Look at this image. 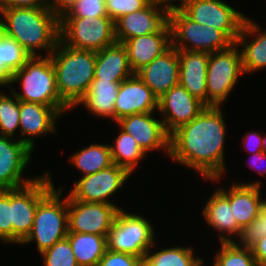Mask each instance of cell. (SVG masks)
Returning a JSON list of instances; mask_svg holds the SVG:
<instances>
[{
  "mask_svg": "<svg viewBox=\"0 0 266 266\" xmlns=\"http://www.w3.org/2000/svg\"><path fill=\"white\" fill-rule=\"evenodd\" d=\"M224 120L221 107L206 106L170 135L169 158L217 182L226 171Z\"/></svg>",
  "mask_w": 266,
  "mask_h": 266,
  "instance_id": "1",
  "label": "cell"
},
{
  "mask_svg": "<svg viewBox=\"0 0 266 266\" xmlns=\"http://www.w3.org/2000/svg\"><path fill=\"white\" fill-rule=\"evenodd\" d=\"M0 31L17 41L31 56L55 49L60 40L59 18L50 8H0Z\"/></svg>",
  "mask_w": 266,
  "mask_h": 266,
  "instance_id": "2",
  "label": "cell"
},
{
  "mask_svg": "<svg viewBox=\"0 0 266 266\" xmlns=\"http://www.w3.org/2000/svg\"><path fill=\"white\" fill-rule=\"evenodd\" d=\"M49 56L55 70L58 94L73 109L94 79L96 52L72 48L59 40Z\"/></svg>",
  "mask_w": 266,
  "mask_h": 266,
  "instance_id": "3",
  "label": "cell"
},
{
  "mask_svg": "<svg viewBox=\"0 0 266 266\" xmlns=\"http://www.w3.org/2000/svg\"><path fill=\"white\" fill-rule=\"evenodd\" d=\"M19 81H21L22 93L11 89L9 86L12 94L19 101L52 106L61 114L70 110L58 94L55 70L50 56H31L20 69L12 74L10 85Z\"/></svg>",
  "mask_w": 266,
  "mask_h": 266,
  "instance_id": "4",
  "label": "cell"
},
{
  "mask_svg": "<svg viewBox=\"0 0 266 266\" xmlns=\"http://www.w3.org/2000/svg\"><path fill=\"white\" fill-rule=\"evenodd\" d=\"M172 47L177 50L213 53L234 44L221 30L191 20L177 4L170 7Z\"/></svg>",
  "mask_w": 266,
  "mask_h": 266,
  "instance_id": "5",
  "label": "cell"
},
{
  "mask_svg": "<svg viewBox=\"0 0 266 266\" xmlns=\"http://www.w3.org/2000/svg\"><path fill=\"white\" fill-rule=\"evenodd\" d=\"M61 189L55 187L38 203L33 228L21 244L36 241L41 254L68 234L67 197L61 200Z\"/></svg>",
  "mask_w": 266,
  "mask_h": 266,
  "instance_id": "6",
  "label": "cell"
},
{
  "mask_svg": "<svg viewBox=\"0 0 266 266\" xmlns=\"http://www.w3.org/2000/svg\"><path fill=\"white\" fill-rule=\"evenodd\" d=\"M59 35L66 46L94 52L117 42L115 22L108 16L59 18Z\"/></svg>",
  "mask_w": 266,
  "mask_h": 266,
  "instance_id": "7",
  "label": "cell"
},
{
  "mask_svg": "<svg viewBox=\"0 0 266 266\" xmlns=\"http://www.w3.org/2000/svg\"><path fill=\"white\" fill-rule=\"evenodd\" d=\"M154 237L147 218L120 209L107 235V249L143 258L155 246Z\"/></svg>",
  "mask_w": 266,
  "mask_h": 266,
  "instance_id": "8",
  "label": "cell"
},
{
  "mask_svg": "<svg viewBox=\"0 0 266 266\" xmlns=\"http://www.w3.org/2000/svg\"><path fill=\"white\" fill-rule=\"evenodd\" d=\"M234 43L228 49L209 53L206 74L207 106L221 107L244 74L242 54Z\"/></svg>",
  "mask_w": 266,
  "mask_h": 266,
  "instance_id": "9",
  "label": "cell"
},
{
  "mask_svg": "<svg viewBox=\"0 0 266 266\" xmlns=\"http://www.w3.org/2000/svg\"><path fill=\"white\" fill-rule=\"evenodd\" d=\"M50 177L45 172L32 183L11 189L14 244H21L30 234L38 203L54 188Z\"/></svg>",
  "mask_w": 266,
  "mask_h": 266,
  "instance_id": "10",
  "label": "cell"
},
{
  "mask_svg": "<svg viewBox=\"0 0 266 266\" xmlns=\"http://www.w3.org/2000/svg\"><path fill=\"white\" fill-rule=\"evenodd\" d=\"M177 6L191 20L221 30L233 43L247 18L222 0H184Z\"/></svg>",
  "mask_w": 266,
  "mask_h": 266,
  "instance_id": "11",
  "label": "cell"
},
{
  "mask_svg": "<svg viewBox=\"0 0 266 266\" xmlns=\"http://www.w3.org/2000/svg\"><path fill=\"white\" fill-rule=\"evenodd\" d=\"M120 209L115 204L82 202L67 195L68 232L107 236Z\"/></svg>",
  "mask_w": 266,
  "mask_h": 266,
  "instance_id": "12",
  "label": "cell"
},
{
  "mask_svg": "<svg viewBox=\"0 0 266 266\" xmlns=\"http://www.w3.org/2000/svg\"><path fill=\"white\" fill-rule=\"evenodd\" d=\"M130 175L125 168L113 164L94 174L81 177L68 195L82 202L113 204L108 198L123 187Z\"/></svg>",
  "mask_w": 266,
  "mask_h": 266,
  "instance_id": "13",
  "label": "cell"
},
{
  "mask_svg": "<svg viewBox=\"0 0 266 266\" xmlns=\"http://www.w3.org/2000/svg\"><path fill=\"white\" fill-rule=\"evenodd\" d=\"M170 7L151 1L146 7L122 16L115 22V37L123 43L133 37L159 32L169 22Z\"/></svg>",
  "mask_w": 266,
  "mask_h": 266,
  "instance_id": "14",
  "label": "cell"
},
{
  "mask_svg": "<svg viewBox=\"0 0 266 266\" xmlns=\"http://www.w3.org/2000/svg\"><path fill=\"white\" fill-rule=\"evenodd\" d=\"M205 107L202 101L178 84L158 99L157 111L164 116V127L171 135L180 126L193 120Z\"/></svg>",
  "mask_w": 266,
  "mask_h": 266,
  "instance_id": "15",
  "label": "cell"
},
{
  "mask_svg": "<svg viewBox=\"0 0 266 266\" xmlns=\"http://www.w3.org/2000/svg\"><path fill=\"white\" fill-rule=\"evenodd\" d=\"M153 112L138 113L125 116L116 123L119 129L131 135L142 150L149 151L163 149L170 155V135L167 133L163 121L155 119Z\"/></svg>",
  "mask_w": 266,
  "mask_h": 266,
  "instance_id": "16",
  "label": "cell"
},
{
  "mask_svg": "<svg viewBox=\"0 0 266 266\" xmlns=\"http://www.w3.org/2000/svg\"><path fill=\"white\" fill-rule=\"evenodd\" d=\"M32 150L18 138L0 135V190L15 189L32 183L36 177L23 178Z\"/></svg>",
  "mask_w": 266,
  "mask_h": 266,
  "instance_id": "17",
  "label": "cell"
},
{
  "mask_svg": "<svg viewBox=\"0 0 266 266\" xmlns=\"http://www.w3.org/2000/svg\"><path fill=\"white\" fill-rule=\"evenodd\" d=\"M156 109L158 98L136 74L120 83L114 108V122L128 115L150 113Z\"/></svg>",
  "mask_w": 266,
  "mask_h": 266,
  "instance_id": "18",
  "label": "cell"
},
{
  "mask_svg": "<svg viewBox=\"0 0 266 266\" xmlns=\"http://www.w3.org/2000/svg\"><path fill=\"white\" fill-rule=\"evenodd\" d=\"M61 115L55 107L20 101L19 136L22 135L24 137H21L19 140L34 151L35 145L33 139L44 134L56 133L55 120L57 121Z\"/></svg>",
  "mask_w": 266,
  "mask_h": 266,
  "instance_id": "19",
  "label": "cell"
},
{
  "mask_svg": "<svg viewBox=\"0 0 266 266\" xmlns=\"http://www.w3.org/2000/svg\"><path fill=\"white\" fill-rule=\"evenodd\" d=\"M179 68L178 50L171 47L168 51L152 60L135 74L159 99L172 87L179 84Z\"/></svg>",
  "mask_w": 266,
  "mask_h": 266,
  "instance_id": "20",
  "label": "cell"
},
{
  "mask_svg": "<svg viewBox=\"0 0 266 266\" xmlns=\"http://www.w3.org/2000/svg\"><path fill=\"white\" fill-rule=\"evenodd\" d=\"M134 74L172 47L169 22L157 33L133 37L122 43Z\"/></svg>",
  "mask_w": 266,
  "mask_h": 266,
  "instance_id": "21",
  "label": "cell"
},
{
  "mask_svg": "<svg viewBox=\"0 0 266 266\" xmlns=\"http://www.w3.org/2000/svg\"><path fill=\"white\" fill-rule=\"evenodd\" d=\"M230 188H219L229 199L233 217L236 218L237 224L243 228L245 225L252 223L256 219L266 204V199H261L260 181L252 183H232Z\"/></svg>",
  "mask_w": 266,
  "mask_h": 266,
  "instance_id": "22",
  "label": "cell"
},
{
  "mask_svg": "<svg viewBox=\"0 0 266 266\" xmlns=\"http://www.w3.org/2000/svg\"><path fill=\"white\" fill-rule=\"evenodd\" d=\"M179 84L207 106L208 52L178 50Z\"/></svg>",
  "mask_w": 266,
  "mask_h": 266,
  "instance_id": "23",
  "label": "cell"
},
{
  "mask_svg": "<svg viewBox=\"0 0 266 266\" xmlns=\"http://www.w3.org/2000/svg\"><path fill=\"white\" fill-rule=\"evenodd\" d=\"M202 213L207 224L221 232L219 235L220 243L235 242L230 235L239 238L242 228L237 224L236 218L233 217L228 197L219 188L207 200Z\"/></svg>",
  "mask_w": 266,
  "mask_h": 266,
  "instance_id": "24",
  "label": "cell"
},
{
  "mask_svg": "<svg viewBox=\"0 0 266 266\" xmlns=\"http://www.w3.org/2000/svg\"><path fill=\"white\" fill-rule=\"evenodd\" d=\"M255 36L253 40L250 37ZM250 36V37H249ZM236 44L241 47L243 72L252 73L266 68V30L250 18H246ZM241 45V46H240Z\"/></svg>",
  "mask_w": 266,
  "mask_h": 266,
  "instance_id": "25",
  "label": "cell"
},
{
  "mask_svg": "<svg viewBox=\"0 0 266 266\" xmlns=\"http://www.w3.org/2000/svg\"><path fill=\"white\" fill-rule=\"evenodd\" d=\"M133 75L127 50L122 43L116 42L96 52L94 79L124 81Z\"/></svg>",
  "mask_w": 266,
  "mask_h": 266,
  "instance_id": "26",
  "label": "cell"
},
{
  "mask_svg": "<svg viewBox=\"0 0 266 266\" xmlns=\"http://www.w3.org/2000/svg\"><path fill=\"white\" fill-rule=\"evenodd\" d=\"M121 82L93 79L88 91L76 106L83 104L91 114L114 121L115 102Z\"/></svg>",
  "mask_w": 266,
  "mask_h": 266,
  "instance_id": "27",
  "label": "cell"
},
{
  "mask_svg": "<svg viewBox=\"0 0 266 266\" xmlns=\"http://www.w3.org/2000/svg\"><path fill=\"white\" fill-rule=\"evenodd\" d=\"M78 266H98L107 250V236L68 232L67 237Z\"/></svg>",
  "mask_w": 266,
  "mask_h": 266,
  "instance_id": "28",
  "label": "cell"
},
{
  "mask_svg": "<svg viewBox=\"0 0 266 266\" xmlns=\"http://www.w3.org/2000/svg\"><path fill=\"white\" fill-rule=\"evenodd\" d=\"M30 57L31 55L17 41L0 31V87L8 88L12 74Z\"/></svg>",
  "mask_w": 266,
  "mask_h": 266,
  "instance_id": "29",
  "label": "cell"
},
{
  "mask_svg": "<svg viewBox=\"0 0 266 266\" xmlns=\"http://www.w3.org/2000/svg\"><path fill=\"white\" fill-rule=\"evenodd\" d=\"M69 159L74 168L82 173V177L113 165L110 145L107 144H91L74 153Z\"/></svg>",
  "mask_w": 266,
  "mask_h": 266,
  "instance_id": "30",
  "label": "cell"
},
{
  "mask_svg": "<svg viewBox=\"0 0 266 266\" xmlns=\"http://www.w3.org/2000/svg\"><path fill=\"white\" fill-rule=\"evenodd\" d=\"M204 260L196 258L192 247L178 245L151 253V248L142 258L141 266H203Z\"/></svg>",
  "mask_w": 266,
  "mask_h": 266,
  "instance_id": "31",
  "label": "cell"
},
{
  "mask_svg": "<svg viewBox=\"0 0 266 266\" xmlns=\"http://www.w3.org/2000/svg\"><path fill=\"white\" fill-rule=\"evenodd\" d=\"M114 144L110 145L113 164L125 168L132 175L139 160L144 158L146 153L131 135L121 129Z\"/></svg>",
  "mask_w": 266,
  "mask_h": 266,
  "instance_id": "32",
  "label": "cell"
},
{
  "mask_svg": "<svg viewBox=\"0 0 266 266\" xmlns=\"http://www.w3.org/2000/svg\"><path fill=\"white\" fill-rule=\"evenodd\" d=\"M212 266H258L251 248L237 242H221Z\"/></svg>",
  "mask_w": 266,
  "mask_h": 266,
  "instance_id": "33",
  "label": "cell"
},
{
  "mask_svg": "<svg viewBox=\"0 0 266 266\" xmlns=\"http://www.w3.org/2000/svg\"><path fill=\"white\" fill-rule=\"evenodd\" d=\"M19 114L20 101L17 97L0 91V135L14 138L16 130L20 131Z\"/></svg>",
  "mask_w": 266,
  "mask_h": 266,
  "instance_id": "34",
  "label": "cell"
},
{
  "mask_svg": "<svg viewBox=\"0 0 266 266\" xmlns=\"http://www.w3.org/2000/svg\"><path fill=\"white\" fill-rule=\"evenodd\" d=\"M40 256L44 266H78L67 238L56 242L52 247L43 251Z\"/></svg>",
  "mask_w": 266,
  "mask_h": 266,
  "instance_id": "35",
  "label": "cell"
},
{
  "mask_svg": "<svg viewBox=\"0 0 266 266\" xmlns=\"http://www.w3.org/2000/svg\"><path fill=\"white\" fill-rule=\"evenodd\" d=\"M0 240L13 244L11 189L0 190Z\"/></svg>",
  "mask_w": 266,
  "mask_h": 266,
  "instance_id": "36",
  "label": "cell"
},
{
  "mask_svg": "<svg viewBox=\"0 0 266 266\" xmlns=\"http://www.w3.org/2000/svg\"><path fill=\"white\" fill-rule=\"evenodd\" d=\"M266 234V204L263 206L260 215L252 221V223L245 225L239 236L241 247L251 248L257 240Z\"/></svg>",
  "mask_w": 266,
  "mask_h": 266,
  "instance_id": "37",
  "label": "cell"
},
{
  "mask_svg": "<svg viewBox=\"0 0 266 266\" xmlns=\"http://www.w3.org/2000/svg\"><path fill=\"white\" fill-rule=\"evenodd\" d=\"M108 16L105 0H79L61 18H83Z\"/></svg>",
  "mask_w": 266,
  "mask_h": 266,
  "instance_id": "38",
  "label": "cell"
},
{
  "mask_svg": "<svg viewBox=\"0 0 266 266\" xmlns=\"http://www.w3.org/2000/svg\"><path fill=\"white\" fill-rule=\"evenodd\" d=\"M152 0H105L106 12L114 22L124 15L146 7Z\"/></svg>",
  "mask_w": 266,
  "mask_h": 266,
  "instance_id": "39",
  "label": "cell"
},
{
  "mask_svg": "<svg viewBox=\"0 0 266 266\" xmlns=\"http://www.w3.org/2000/svg\"><path fill=\"white\" fill-rule=\"evenodd\" d=\"M141 262V257L107 249L98 266H141Z\"/></svg>",
  "mask_w": 266,
  "mask_h": 266,
  "instance_id": "40",
  "label": "cell"
},
{
  "mask_svg": "<svg viewBox=\"0 0 266 266\" xmlns=\"http://www.w3.org/2000/svg\"><path fill=\"white\" fill-rule=\"evenodd\" d=\"M0 8H50V0H0Z\"/></svg>",
  "mask_w": 266,
  "mask_h": 266,
  "instance_id": "41",
  "label": "cell"
},
{
  "mask_svg": "<svg viewBox=\"0 0 266 266\" xmlns=\"http://www.w3.org/2000/svg\"><path fill=\"white\" fill-rule=\"evenodd\" d=\"M243 138V145L245 146V150H248V152L256 154L258 152L263 151L262 149V135L261 133L251 131L245 134ZM252 148V149H249ZM253 150V151H252Z\"/></svg>",
  "mask_w": 266,
  "mask_h": 266,
  "instance_id": "42",
  "label": "cell"
},
{
  "mask_svg": "<svg viewBox=\"0 0 266 266\" xmlns=\"http://www.w3.org/2000/svg\"><path fill=\"white\" fill-rule=\"evenodd\" d=\"M78 1L79 0H50V9L58 18H61Z\"/></svg>",
  "mask_w": 266,
  "mask_h": 266,
  "instance_id": "43",
  "label": "cell"
},
{
  "mask_svg": "<svg viewBox=\"0 0 266 266\" xmlns=\"http://www.w3.org/2000/svg\"><path fill=\"white\" fill-rule=\"evenodd\" d=\"M252 254L258 264L266 262V234L251 247Z\"/></svg>",
  "mask_w": 266,
  "mask_h": 266,
  "instance_id": "44",
  "label": "cell"
},
{
  "mask_svg": "<svg viewBox=\"0 0 266 266\" xmlns=\"http://www.w3.org/2000/svg\"><path fill=\"white\" fill-rule=\"evenodd\" d=\"M254 157L253 158H251V160L250 161H252L251 163H252V165L255 167V165L256 164H258L259 162L258 161H265L266 160V153H264L263 151H261V152H258V153H256V154H252ZM250 166H251V164H250ZM252 166V167H253ZM253 167V168H254ZM258 167V166H257ZM256 168V167H255ZM256 170V169H255ZM261 169H257V171H258V173L260 174V176H264L265 174H266V166H265V168L264 169H262V171H260Z\"/></svg>",
  "mask_w": 266,
  "mask_h": 266,
  "instance_id": "45",
  "label": "cell"
},
{
  "mask_svg": "<svg viewBox=\"0 0 266 266\" xmlns=\"http://www.w3.org/2000/svg\"><path fill=\"white\" fill-rule=\"evenodd\" d=\"M153 1L163 3V4H165V5L169 6V7L175 6L174 4H172L173 1H175V0H153ZM180 1L181 2H179V3H182L184 0H180Z\"/></svg>",
  "mask_w": 266,
  "mask_h": 266,
  "instance_id": "46",
  "label": "cell"
},
{
  "mask_svg": "<svg viewBox=\"0 0 266 266\" xmlns=\"http://www.w3.org/2000/svg\"><path fill=\"white\" fill-rule=\"evenodd\" d=\"M262 149L263 152L266 153V136H262Z\"/></svg>",
  "mask_w": 266,
  "mask_h": 266,
  "instance_id": "47",
  "label": "cell"
},
{
  "mask_svg": "<svg viewBox=\"0 0 266 266\" xmlns=\"http://www.w3.org/2000/svg\"><path fill=\"white\" fill-rule=\"evenodd\" d=\"M258 266H266V262L265 263L258 264Z\"/></svg>",
  "mask_w": 266,
  "mask_h": 266,
  "instance_id": "48",
  "label": "cell"
}]
</instances>
